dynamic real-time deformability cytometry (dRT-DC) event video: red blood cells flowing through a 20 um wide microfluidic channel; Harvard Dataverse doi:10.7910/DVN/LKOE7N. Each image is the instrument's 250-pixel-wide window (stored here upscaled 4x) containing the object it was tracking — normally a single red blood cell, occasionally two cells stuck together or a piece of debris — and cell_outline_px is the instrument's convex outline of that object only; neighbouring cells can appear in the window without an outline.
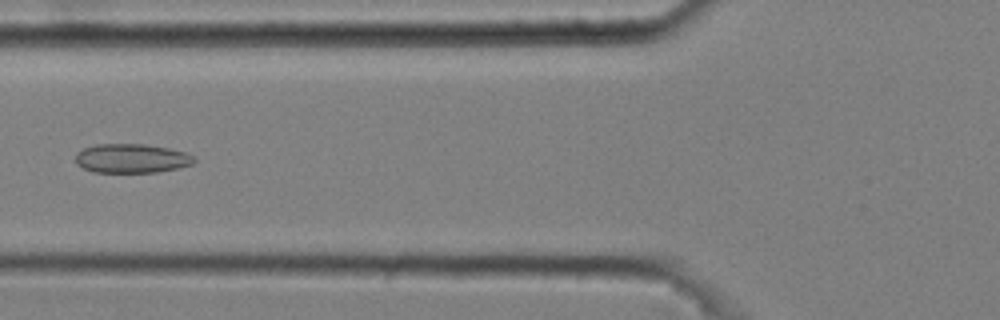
{"species": "common noctule bat (a hibernating species)", "species_latin": "Nyctalus noctula", "temperature_condition": "cold", "stored_images_in_passage": 6, "camera_frame_rate_fps": 3000, "um_per_image_px": 0.085, "animal": {"sex": "male", "body_mass_g": 20.4}, "frame": {"image": 1, "passage_image": 6, "time_ms": 1.667, "image_size_px": [1000, 320], "cell_outline_px": [[196, 160], [192, 164], [176, 168], [156, 172], [92, 172], [76, 164], [76, 152], [84, 148], [96, 144], [144, 144], [168, 148], [188, 152], [196, 156]], "centroid_in_image_um": [11.2, 13.45], "position_along_channel_um": 114.6, "area_um2": 20.23}}